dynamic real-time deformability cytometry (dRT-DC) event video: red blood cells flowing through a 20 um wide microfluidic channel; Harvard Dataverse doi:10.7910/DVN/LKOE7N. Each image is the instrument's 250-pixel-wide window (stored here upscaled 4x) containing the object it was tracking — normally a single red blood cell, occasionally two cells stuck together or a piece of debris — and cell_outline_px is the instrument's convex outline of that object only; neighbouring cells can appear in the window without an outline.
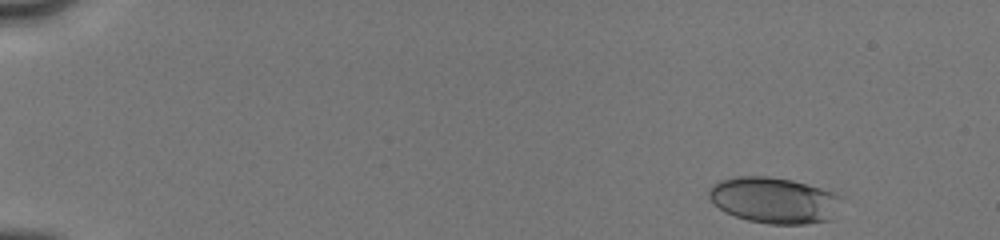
{"species": "human", "species_latin": "Homo sapiens", "temperature_condition": "cold", "stored_images_in_passage": 37, "camera_frame_rate_fps": 3000, "um_per_image_px": 0.085, "donor": {"sex": "male"}, "frame": {"image": 1, "passage_image": 1, "time_ms": 0.0, "image_size_px": [1000, 240], "cell_outline_px": [[840, 196], [832, 220], [804, 224], [768, 224], [748, 220], [724, 212], [708, 196], [708, 188], [712, 184], [720, 180], [736, 176], [768, 176], [792, 180], [836, 192]], "centroid_in_image_um": [65.77, 17.01], "position_along_channel_um": 19.2, "area_um2": 35.55}}
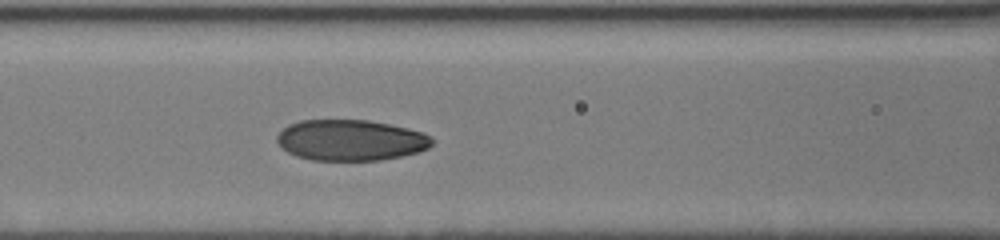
{"frame": {"image": 2, "passage_image": 24, "time_ms": 6.333, "image_size_px": [1000, 240], "cell_outline_px": [[436, 140], [428, 148], [420, 152], [404, 156], [380, 160], [312, 160], [296, 156], [280, 148], [276, 140], [276, 136], [288, 124], [300, 120], [368, 120], [408, 128], [424, 132], [432, 136]], "centroid_in_image_um": [29.83, 11.92], "position_along_channel_um": 136.8, "area_um2": 37.4}}
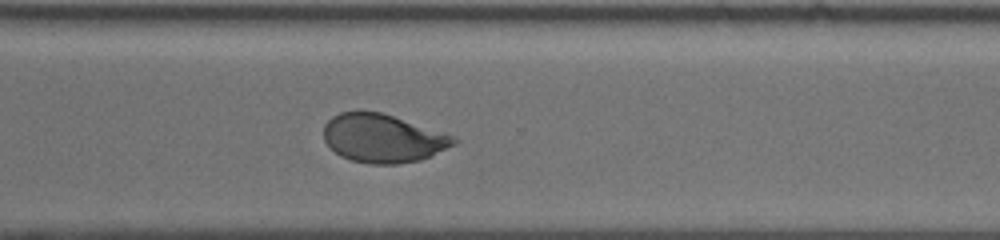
{"frame": {"image": 3, "passage_image": 37, "time_ms": 11.333, "image_size_px": [1000, 240], "cell_outline_px": [[460, 140], [456, 144], [420, 160], [400, 164], [368, 164], [352, 160], [340, 156], [324, 140], [324, 124], [332, 116], [340, 112], [380, 112], [452, 136]], "centroid_in_image_um": [32.51, 11.77], "position_along_channel_um": 338.1, "area_um2": 36.13}}